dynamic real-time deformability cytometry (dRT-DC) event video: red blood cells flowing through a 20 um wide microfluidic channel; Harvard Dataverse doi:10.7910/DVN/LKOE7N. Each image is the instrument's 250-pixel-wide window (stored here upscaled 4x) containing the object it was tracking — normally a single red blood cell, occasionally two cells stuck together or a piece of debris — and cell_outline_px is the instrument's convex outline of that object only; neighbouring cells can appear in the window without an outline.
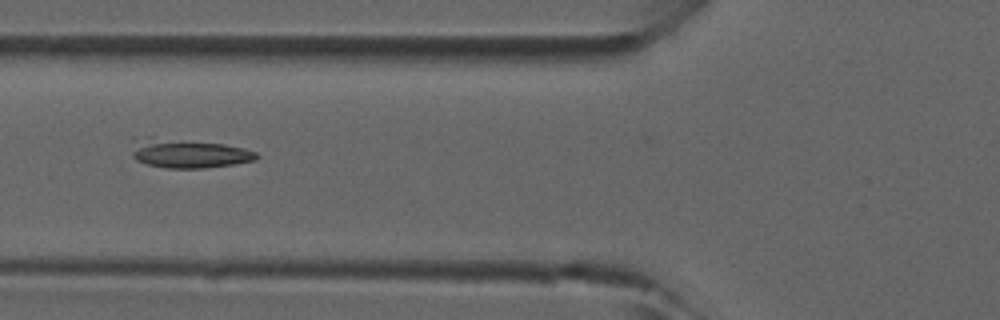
{"species": "common noctule bat (a hibernating species)", "species_latin": "Nyctalus noctula", "temperature_condition": "room temperature", "stored_images_in_passage": 5, "camera_frame_rate_fps": 3000, "um_per_image_px": 0.085, "animal": {"sex": "male", "forearm_length_mm": 52.5}, "frame": {"image": 1, "passage_image": 5, "time_ms": 1.333, "image_size_px": [1000, 320], "cell_outline_px": [[260, 156], [256, 160], [232, 164], [204, 168], [168, 168], [148, 164], [136, 160], [132, 156], [132, 152], [140, 140], [148, 136], [152, 136], [224, 144], [244, 148], [256, 152]], "centroid_in_image_um": [16.08, 13.04], "position_along_channel_um": 109.7, "area_um2": 20.81}}